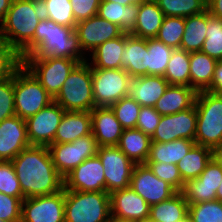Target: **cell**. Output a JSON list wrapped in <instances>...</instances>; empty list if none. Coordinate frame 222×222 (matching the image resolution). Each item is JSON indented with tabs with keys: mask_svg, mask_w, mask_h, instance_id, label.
Segmentation results:
<instances>
[{
	"mask_svg": "<svg viewBox=\"0 0 222 222\" xmlns=\"http://www.w3.org/2000/svg\"><path fill=\"white\" fill-rule=\"evenodd\" d=\"M42 17L39 0H13L0 23V36L24 58L34 50L35 29Z\"/></svg>",
	"mask_w": 222,
	"mask_h": 222,
	"instance_id": "cell-2",
	"label": "cell"
},
{
	"mask_svg": "<svg viewBox=\"0 0 222 222\" xmlns=\"http://www.w3.org/2000/svg\"><path fill=\"white\" fill-rule=\"evenodd\" d=\"M136 222H156V221L152 220V219L149 217V218L142 219V220H139V221H136Z\"/></svg>",
	"mask_w": 222,
	"mask_h": 222,
	"instance_id": "cell-58",
	"label": "cell"
},
{
	"mask_svg": "<svg viewBox=\"0 0 222 222\" xmlns=\"http://www.w3.org/2000/svg\"><path fill=\"white\" fill-rule=\"evenodd\" d=\"M138 5H122L116 2L101 1L98 9V15L117 24L124 33L130 34L137 20Z\"/></svg>",
	"mask_w": 222,
	"mask_h": 222,
	"instance_id": "cell-30",
	"label": "cell"
},
{
	"mask_svg": "<svg viewBox=\"0 0 222 222\" xmlns=\"http://www.w3.org/2000/svg\"><path fill=\"white\" fill-rule=\"evenodd\" d=\"M111 217L136 222L149 218L150 205L131 187L110 193Z\"/></svg>",
	"mask_w": 222,
	"mask_h": 222,
	"instance_id": "cell-19",
	"label": "cell"
},
{
	"mask_svg": "<svg viewBox=\"0 0 222 222\" xmlns=\"http://www.w3.org/2000/svg\"><path fill=\"white\" fill-rule=\"evenodd\" d=\"M65 189L22 201L21 222H65Z\"/></svg>",
	"mask_w": 222,
	"mask_h": 222,
	"instance_id": "cell-12",
	"label": "cell"
},
{
	"mask_svg": "<svg viewBox=\"0 0 222 222\" xmlns=\"http://www.w3.org/2000/svg\"><path fill=\"white\" fill-rule=\"evenodd\" d=\"M147 39L126 33V44L123 50L122 68L132 77L148 75Z\"/></svg>",
	"mask_w": 222,
	"mask_h": 222,
	"instance_id": "cell-22",
	"label": "cell"
},
{
	"mask_svg": "<svg viewBox=\"0 0 222 222\" xmlns=\"http://www.w3.org/2000/svg\"><path fill=\"white\" fill-rule=\"evenodd\" d=\"M164 78L171 85L190 87V52L174 49L168 62Z\"/></svg>",
	"mask_w": 222,
	"mask_h": 222,
	"instance_id": "cell-35",
	"label": "cell"
},
{
	"mask_svg": "<svg viewBox=\"0 0 222 222\" xmlns=\"http://www.w3.org/2000/svg\"><path fill=\"white\" fill-rule=\"evenodd\" d=\"M151 137L136 128L124 129L118 148L135 164H145L150 152Z\"/></svg>",
	"mask_w": 222,
	"mask_h": 222,
	"instance_id": "cell-29",
	"label": "cell"
},
{
	"mask_svg": "<svg viewBox=\"0 0 222 222\" xmlns=\"http://www.w3.org/2000/svg\"><path fill=\"white\" fill-rule=\"evenodd\" d=\"M90 113L92 134L98 146H117L124 128L111 107H95Z\"/></svg>",
	"mask_w": 222,
	"mask_h": 222,
	"instance_id": "cell-21",
	"label": "cell"
},
{
	"mask_svg": "<svg viewBox=\"0 0 222 222\" xmlns=\"http://www.w3.org/2000/svg\"><path fill=\"white\" fill-rule=\"evenodd\" d=\"M13 0H0V22L3 21V19L6 16V13L8 12L11 3Z\"/></svg>",
	"mask_w": 222,
	"mask_h": 222,
	"instance_id": "cell-52",
	"label": "cell"
},
{
	"mask_svg": "<svg viewBox=\"0 0 222 222\" xmlns=\"http://www.w3.org/2000/svg\"><path fill=\"white\" fill-rule=\"evenodd\" d=\"M210 15L222 20V0H207Z\"/></svg>",
	"mask_w": 222,
	"mask_h": 222,
	"instance_id": "cell-51",
	"label": "cell"
},
{
	"mask_svg": "<svg viewBox=\"0 0 222 222\" xmlns=\"http://www.w3.org/2000/svg\"><path fill=\"white\" fill-rule=\"evenodd\" d=\"M76 23L98 14L101 0H70Z\"/></svg>",
	"mask_w": 222,
	"mask_h": 222,
	"instance_id": "cell-49",
	"label": "cell"
},
{
	"mask_svg": "<svg viewBox=\"0 0 222 222\" xmlns=\"http://www.w3.org/2000/svg\"><path fill=\"white\" fill-rule=\"evenodd\" d=\"M195 145L190 139H177L167 143L151 142L149 157L146 162L177 163Z\"/></svg>",
	"mask_w": 222,
	"mask_h": 222,
	"instance_id": "cell-31",
	"label": "cell"
},
{
	"mask_svg": "<svg viewBox=\"0 0 222 222\" xmlns=\"http://www.w3.org/2000/svg\"><path fill=\"white\" fill-rule=\"evenodd\" d=\"M74 31L78 35L84 54L92 52L100 44L118 38L124 33L117 24L101 18L98 14L78 22Z\"/></svg>",
	"mask_w": 222,
	"mask_h": 222,
	"instance_id": "cell-17",
	"label": "cell"
},
{
	"mask_svg": "<svg viewBox=\"0 0 222 222\" xmlns=\"http://www.w3.org/2000/svg\"><path fill=\"white\" fill-rule=\"evenodd\" d=\"M185 28V18L175 16H165L158 31L157 40L163 42L173 49L180 48Z\"/></svg>",
	"mask_w": 222,
	"mask_h": 222,
	"instance_id": "cell-40",
	"label": "cell"
},
{
	"mask_svg": "<svg viewBox=\"0 0 222 222\" xmlns=\"http://www.w3.org/2000/svg\"><path fill=\"white\" fill-rule=\"evenodd\" d=\"M45 55L72 58L80 62L90 60L82 51L78 35L73 28L56 24L42 17L35 29L34 50L27 56Z\"/></svg>",
	"mask_w": 222,
	"mask_h": 222,
	"instance_id": "cell-3",
	"label": "cell"
},
{
	"mask_svg": "<svg viewBox=\"0 0 222 222\" xmlns=\"http://www.w3.org/2000/svg\"><path fill=\"white\" fill-rule=\"evenodd\" d=\"M179 222H193L192 218L187 214L182 220Z\"/></svg>",
	"mask_w": 222,
	"mask_h": 222,
	"instance_id": "cell-57",
	"label": "cell"
},
{
	"mask_svg": "<svg viewBox=\"0 0 222 222\" xmlns=\"http://www.w3.org/2000/svg\"><path fill=\"white\" fill-rule=\"evenodd\" d=\"M42 15L56 24L75 29L76 20L70 0H39Z\"/></svg>",
	"mask_w": 222,
	"mask_h": 222,
	"instance_id": "cell-36",
	"label": "cell"
},
{
	"mask_svg": "<svg viewBox=\"0 0 222 222\" xmlns=\"http://www.w3.org/2000/svg\"><path fill=\"white\" fill-rule=\"evenodd\" d=\"M65 110L55 101L27 118V138L30 145L49 146L54 137Z\"/></svg>",
	"mask_w": 222,
	"mask_h": 222,
	"instance_id": "cell-14",
	"label": "cell"
},
{
	"mask_svg": "<svg viewBox=\"0 0 222 222\" xmlns=\"http://www.w3.org/2000/svg\"><path fill=\"white\" fill-rule=\"evenodd\" d=\"M169 85L163 76L146 75L132 78L129 96L141 107H154Z\"/></svg>",
	"mask_w": 222,
	"mask_h": 222,
	"instance_id": "cell-24",
	"label": "cell"
},
{
	"mask_svg": "<svg viewBox=\"0 0 222 222\" xmlns=\"http://www.w3.org/2000/svg\"><path fill=\"white\" fill-rule=\"evenodd\" d=\"M98 148L92 133L71 143H53L48 146L52 162L63 178L84 160L97 155Z\"/></svg>",
	"mask_w": 222,
	"mask_h": 222,
	"instance_id": "cell-10",
	"label": "cell"
},
{
	"mask_svg": "<svg viewBox=\"0 0 222 222\" xmlns=\"http://www.w3.org/2000/svg\"><path fill=\"white\" fill-rule=\"evenodd\" d=\"M0 192L13 197H24L11 161H0Z\"/></svg>",
	"mask_w": 222,
	"mask_h": 222,
	"instance_id": "cell-44",
	"label": "cell"
},
{
	"mask_svg": "<svg viewBox=\"0 0 222 222\" xmlns=\"http://www.w3.org/2000/svg\"><path fill=\"white\" fill-rule=\"evenodd\" d=\"M145 164L159 179L168 182L178 192L183 190L185 182L182 180L177 165L164 162H146Z\"/></svg>",
	"mask_w": 222,
	"mask_h": 222,
	"instance_id": "cell-45",
	"label": "cell"
},
{
	"mask_svg": "<svg viewBox=\"0 0 222 222\" xmlns=\"http://www.w3.org/2000/svg\"><path fill=\"white\" fill-rule=\"evenodd\" d=\"M25 198L51 195L64 188L47 146L30 145L11 161Z\"/></svg>",
	"mask_w": 222,
	"mask_h": 222,
	"instance_id": "cell-1",
	"label": "cell"
},
{
	"mask_svg": "<svg viewBox=\"0 0 222 222\" xmlns=\"http://www.w3.org/2000/svg\"><path fill=\"white\" fill-rule=\"evenodd\" d=\"M101 1H108V2H116L122 5H126V1L125 0H101Z\"/></svg>",
	"mask_w": 222,
	"mask_h": 222,
	"instance_id": "cell-56",
	"label": "cell"
},
{
	"mask_svg": "<svg viewBox=\"0 0 222 222\" xmlns=\"http://www.w3.org/2000/svg\"><path fill=\"white\" fill-rule=\"evenodd\" d=\"M110 222H129V221L118 220L116 218L111 217Z\"/></svg>",
	"mask_w": 222,
	"mask_h": 222,
	"instance_id": "cell-59",
	"label": "cell"
},
{
	"mask_svg": "<svg viewBox=\"0 0 222 222\" xmlns=\"http://www.w3.org/2000/svg\"><path fill=\"white\" fill-rule=\"evenodd\" d=\"M207 91L222 93V61L217 62L211 87Z\"/></svg>",
	"mask_w": 222,
	"mask_h": 222,
	"instance_id": "cell-50",
	"label": "cell"
},
{
	"mask_svg": "<svg viewBox=\"0 0 222 222\" xmlns=\"http://www.w3.org/2000/svg\"><path fill=\"white\" fill-rule=\"evenodd\" d=\"M16 115L14 99V74L0 81V122Z\"/></svg>",
	"mask_w": 222,
	"mask_h": 222,
	"instance_id": "cell-46",
	"label": "cell"
},
{
	"mask_svg": "<svg viewBox=\"0 0 222 222\" xmlns=\"http://www.w3.org/2000/svg\"><path fill=\"white\" fill-rule=\"evenodd\" d=\"M21 65L20 54L0 36V81L13 76Z\"/></svg>",
	"mask_w": 222,
	"mask_h": 222,
	"instance_id": "cell-43",
	"label": "cell"
},
{
	"mask_svg": "<svg viewBox=\"0 0 222 222\" xmlns=\"http://www.w3.org/2000/svg\"><path fill=\"white\" fill-rule=\"evenodd\" d=\"M91 113L65 111L57 128L53 143H71L92 133Z\"/></svg>",
	"mask_w": 222,
	"mask_h": 222,
	"instance_id": "cell-23",
	"label": "cell"
},
{
	"mask_svg": "<svg viewBox=\"0 0 222 222\" xmlns=\"http://www.w3.org/2000/svg\"><path fill=\"white\" fill-rule=\"evenodd\" d=\"M216 200H219L222 202V180H221L220 185L218 186V189L216 192Z\"/></svg>",
	"mask_w": 222,
	"mask_h": 222,
	"instance_id": "cell-54",
	"label": "cell"
},
{
	"mask_svg": "<svg viewBox=\"0 0 222 222\" xmlns=\"http://www.w3.org/2000/svg\"><path fill=\"white\" fill-rule=\"evenodd\" d=\"M207 10L185 18V28L180 49L186 52L201 51L206 39Z\"/></svg>",
	"mask_w": 222,
	"mask_h": 222,
	"instance_id": "cell-34",
	"label": "cell"
},
{
	"mask_svg": "<svg viewBox=\"0 0 222 222\" xmlns=\"http://www.w3.org/2000/svg\"><path fill=\"white\" fill-rule=\"evenodd\" d=\"M130 187L150 206L171 198L178 191L168 182L159 179L146 164H136Z\"/></svg>",
	"mask_w": 222,
	"mask_h": 222,
	"instance_id": "cell-15",
	"label": "cell"
},
{
	"mask_svg": "<svg viewBox=\"0 0 222 222\" xmlns=\"http://www.w3.org/2000/svg\"><path fill=\"white\" fill-rule=\"evenodd\" d=\"M196 96L197 92L192 87L170 84L154 108L161 116L175 114L191 108Z\"/></svg>",
	"mask_w": 222,
	"mask_h": 222,
	"instance_id": "cell-25",
	"label": "cell"
},
{
	"mask_svg": "<svg viewBox=\"0 0 222 222\" xmlns=\"http://www.w3.org/2000/svg\"><path fill=\"white\" fill-rule=\"evenodd\" d=\"M195 108L197 112L195 144L213 150L222 143V93L198 92Z\"/></svg>",
	"mask_w": 222,
	"mask_h": 222,
	"instance_id": "cell-5",
	"label": "cell"
},
{
	"mask_svg": "<svg viewBox=\"0 0 222 222\" xmlns=\"http://www.w3.org/2000/svg\"><path fill=\"white\" fill-rule=\"evenodd\" d=\"M188 214L193 222H222V202L213 200L189 204Z\"/></svg>",
	"mask_w": 222,
	"mask_h": 222,
	"instance_id": "cell-42",
	"label": "cell"
},
{
	"mask_svg": "<svg viewBox=\"0 0 222 222\" xmlns=\"http://www.w3.org/2000/svg\"><path fill=\"white\" fill-rule=\"evenodd\" d=\"M54 101L65 111L91 112L95 108L88 60L79 62L73 68Z\"/></svg>",
	"mask_w": 222,
	"mask_h": 222,
	"instance_id": "cell-6",
	"label": "cell"
},
{
	"mask_svg": "<svg viewBox=\"0 0 222 222\" xmlns=\"http://www.w3.org/2000/svg\"><path fill=\"white\" fill-rule=\"evenodd\" d=\"M161 115L152 106H143L140 109L136 129L152 137L159 124Z\"/></svg>",
	"mask_w": 222,
	"mask_h": 222,
	"instance_id": "cell-48",
	"label": "cell"
},
{
	"mask_svg": "<svg viewBox=\"0 0 222 222\" xmlns=\"http://www.w3.org/2000/svg\"><path fill=\"white\" fill-rule=\"evenodd\" d=\"M24 197H13L0 192V219L7 222H21Z\"/></svg>",
	"mask_w": 222,
	"mask_h": 222,
	"instance_id": "cell-47",
	"label": "cell"
},
{
	"mask_svg": "<svg viewBox=\"0 0 222 222\" xmlns=\"http://www.w3.org/2000/svg\"><path fill=\"white\" fill-rule=\"evenodd\" d=\"M126 44V33L100 44L90 52L91 69H123L122 53Z\"/></svg>",
	"mask_w": 222,
	"mask_h": 222,
	"instance_id": "cell-26",
	"label": "cell"
},
{
	"mask_svg": "<svg viewBox=\"0 0 222 222\" xmlns=\"http://www.w3.org/2000/svg\"><path fill=\"white\" fill-rule=\"evenodd\" d=\"M213 158L222 165V143L217 145L213 150Z\"/></svg>",
	"mask_w": 222,
	"mask_h": 222,
	"instance_id": "cell-53",
	"label": "cell"
},
{
	"mask_svg": "<svg viewBox=\"0 0 222 222\" xmlns=\"http://www.w3.org/2000/svg\"><path fill=\"white\" fill-rule=\"evenodd\" d=\"M79 62L77 59L51 55L22 58V64L53 98L59 93L68 75Z\"/></svg>",
	"mask_w": 222,
	"mask_h": 222,
	"instance_id": "cell-8",
	"label": "cell"
},
{
	"mask_svg": "<svg viewBox=\"0 0 222 222\" xmlns=\"http://www.w3.org/2000/svg\"><path fill=\"white\" fill-rule=\"evenodd\" d=\"M164 17V13L155 0L144 2L138 5L135 28L130 34L144 39L155 38Z\"/></svg>",
	"mask_w": 222,
	"mask_h": 222,
	"instance_id": "cell-27",
	"label": "cell"
},
{
	"mask_svg": "<svg viewBox=\"0 0 222 222\" xmlns=\"http://www.w3.org/2000/svg\"><path fill=\"white\" fill-rule=\"evenodd\" d=\"M29 146L24 119L14 115L0 122V161H12Z\"/></svg>",
	"mask_w": 222,
	"mask_h": 222,
	"instance_id": "cell-20",
	"label": "cell"
},
{
	"mask_svg": "<svg viewBox=\"0 0 222 222\" xmlns=\"http://www.w3.org/2000/svg\"><path fill=\"white\" fill-rule=\"evenodd\" d=\"M64 218L65 222H110V194L65 190Z\"/></svg>",
	"mask_w": 222,
	"mask_h": 222,
	"instance_id": "cell-4",
	"label": "cell"
},
{
	"mask_svg": "<svg viewBox=\"0 0 222 222\" xmlns=\"http://www.w3.org/2000/svg\"><path fill=\"white\" fill-rule=\"evenodd\" d=\"M95 107H110L129 96L132 77L124 69H91Z\"/></svg>",
	"mask_w": 222,
	"mask_h": 222,
	"instance_id": "cell-9",
	"label": "cell"
},
{
	"mask_svg": "<svg viewBox=\"0 0 222 222\" xmlns=\"http://www.w3.org/2000/svg\"><path fill=\"white\" fill-rule=\"evenodd\" d=\"M125 1H126V5H130V4L140 5V4L147 2L149 0H125Z\"/></svg>",
	"mask_w": 222,
	"mask_h": 222,
	"instance_id": "cell-55",
	"label": "cell"
},
{
	"mask_svg": "<svg viewBox=\"0 0 222 222\" xmlns=\"http://www.w3.org/2000/svg\"><path fill=\"white\" fill-rule=\"evenodd\" d=\"M148 75L163 76L170 60L173 48L156 38L147 39Z\"/></svg>",
	"mask_w": 222,
	"mask_h": 222,
	"instance_id": "cell-37",
	"label": "cell"
},
{
	"mask_svg": "<svg viewBox=\"0 0 222 222\" xmlns=\"http://www.w3.org/2000/svg\"><path fill=\"white\" fill-rule=\"evenodd\" d=\"M217 62L201 51L190 52V87L197 93L211 87Z\"/></svg>",
	"mask_w": 222,
	"mask_h": 222,
	"instance_id": "cell-28",
	"label": "cell"
},
{
	"mask_svg": "<svg viewBox=\"0 0 222 222\" xmlns=\"http://www.w3.org/2000/svg\"><path fill=\"white\" fill-rule=\"evenodd\" d=\"M97 155L103 165L106 192L110 194L115 190L130 187L136 164L118 146L99 147Z\"/></svg>",
	"mask_w": 222,
	"mask_h": 222,
	"instance_id": "cell-11",
	"label": "cell"
},
{
	"mask_svg": "<svg viewBox=\"0 0 222 222\" xmlns=\"http://www.w3.org/2000/svg\"><path fill=\"white\" fill-rule=\"evenodd\" d=\"M165 16L186 18L207 10V0H155Z\"/></svg>",
	"mask_w": 222,
	"mask_h": 222,
	"instance_id": "cell-38",
	"label": "cell"
},
{
	"mask_svg": "<svg viewBox=\"0 0 222 222\" xmlns=\"http://www.w3.org/2000/svg\"><path fill=\"white\" fill-rule=\"evenodd\" d=\"M189 204L181 192L150 206V218L156 222H179L188 214Z\"/></svg>",
	"mask_w": 222,
	"mask_h": 222,
	"instance_id": "cell-33",
	"label": "cell"
},
{
	"mask_svg": "<svg viewBox=\"0 0 222 222\" xmlns=\"http://www.w3.org/2000/svg\"><path fill=\"white\" fill-rule=\"evenodd\" d=\"M201 52L222 61V20L210 15L207 10L206 39Z\"/></svg>",
	"mask_w": 222,
	"mask_h": 222,
	"instance_id": "cell-39",
	"label": "cell"
},
{
	"mask_svg": "<svg viewBox=\"0 0 222 222\" xmlns=\"http://www.w3.org/2000/svg\"><path fill=\"white\" fill-rule=\"evenodd\" d=\"M110 107L124 129L136 128L141 106L134 99L126 96Z\"/></svg>",
	"mask_w": 222,
	"mask_h": 222,
	"instance_id": "cell-41",
	"label": "cell"
},
{
	"mask_svg": "<svg viewBox=\"0 0 222 222\" xmlns=\"http://www.w3.org/2000/svg\"><path fill=\"white\" fill-rule=\"evenodd\" d=\"M64 189L74 191H106L105 176L98 155L80 163L64 177Z\"/></svg>",
	"mask_w": 222,
	"mask_h": 222,
	"instance_id": "cell-18",
	"label": "cell"
},
{
	"mask_svg": "<svg viewBox=\"0 0 222 222\" xmlns=\"http://www.w3.org/2000/svg\"><path fill=\"white\" fill-rule=\"evenodd\" d=\"M197 112L195 104L186 110L171 115H163L151 142L167 143L177 139H195Z\"/></svg>",
	"mask_w": 222,
	"mask_h": 222,
	"instance_id": "cell-13",
	"label": "cell"
},
{
	"mask_svg": "<svg viewBox=\"0 0 222 222\" xmlns=\"http://www.w3.org/2000/svg\"><path fill=\"white\" fill-rule=\"evenodd\" d=\"M212 158L211 148L195 144L177 163L182 180L186 182L198 178Z\"/></svg>",
	"mask_w": 222,
	"mask_h": 222,
	"instance_id": "cell-32",
	"label": "cell"
},
{
	"mask_svg": "<svg viewBox=\"0 0 222 222\" xmlns=\"http://www.w3.org/2000/svg\"><path fill=\"white\" fill-rule=\"evenodd\" d=\"M14 99L15 113L24 120L54 101V98L23 64L14 73Z\"/></svg>",
	"mask_w": 222,
	"mask_h": 222,
	"instance_id": "cell-7",
	"label": "cell"
},
{
	"mask_svg": "<svg viewBox=\"0 0 222 222\" xmlns=\"http://www.w3.org/2000/svg\"><path fill=\"white\" fill-rule=\"evenodd\" d=\"M221 180L222 165L212 158L198 178L185 182L181 193L188 204L213 201Z\"/></svg>",
	"mask_w": 222,
	"mask_h": 222,
	"instance_id": "cell-16",
	"label": "cell"
}]
</instances>
